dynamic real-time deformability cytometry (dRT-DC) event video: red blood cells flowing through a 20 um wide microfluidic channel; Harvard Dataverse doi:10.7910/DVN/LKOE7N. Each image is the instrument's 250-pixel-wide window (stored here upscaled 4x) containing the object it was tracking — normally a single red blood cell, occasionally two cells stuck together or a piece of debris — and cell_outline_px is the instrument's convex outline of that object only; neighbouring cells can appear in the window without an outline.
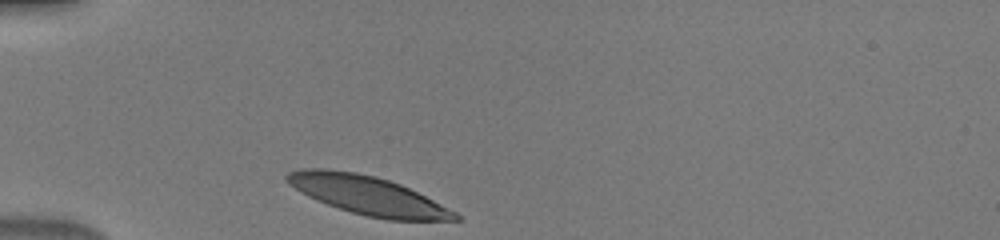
{"species": "human", "species_latin": "Homo sapiens", "temperature_condition": "warm", "stored_images_in_passage": 29, "camera_frame_rate_fps": 3000, "um_per_image_px": 0.085, "donor": {"sex": "male"}, "frame": {"image": 1, "passage_image": 1, "time_ms": 0.0, "image_size_px": [1000, 240], "cell_outline_px": [[464, 220], [388, 220], [368, 216], [352, 212], [316, 200], [300, 192], [288, 184], [284, 180], [284, 176], [288, 172], [300, 168], [324, 168], [356, 172], [388, 180], [400, 184], [456, 212]], "centroid_in_image_um": [31.2, 16.59], "position_along_channel_um": 53.8, "area_um2": 37.57}}
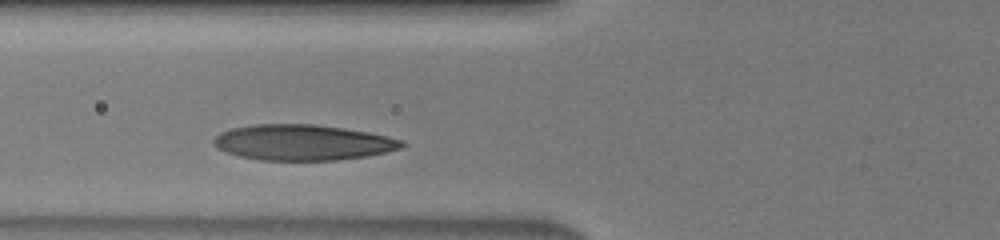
{"frame": {"image": 2, "passage_image": 6, "time_ms": 1.667, "image_size_px": [1000, 240], "cell_outline_px": [[408, 144], [404, 148], [364, 156], [336, 160], [260, 160], [240, 156], [224, 152], [216, 148], [212, 144], [212, 140], [220, 132], [232, 128], [252, 124], [312, 124], [368, 132], [404, 140]], "centroid_in_image_um": [25.7, 12.11], "position_along_channel_um": 100.1, "area_um2": 39.13}}
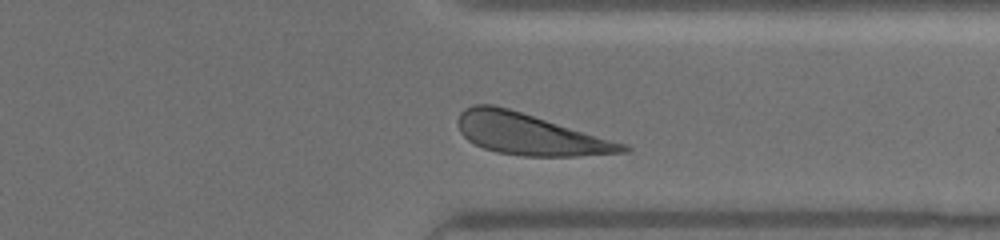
{"frame": {"image": 3, "passage_image": 26, "time_ms": 8.333, "image_size_px": [1000, 240], "cell_outline_px": [[632, 148], [628, 152], [576, 156], [524, 156], [496, 152], [484, 148], [468, 140], [460, 132], [456, 124], [456, 120], [460, 112], [464, 108], [472, 104], [492, 104], [508, 108], [628, 144]], "centroid_in_image_um": [45.01, 11.4], "position_along_channel_um": 366.4, "area_um2": 39.77}}